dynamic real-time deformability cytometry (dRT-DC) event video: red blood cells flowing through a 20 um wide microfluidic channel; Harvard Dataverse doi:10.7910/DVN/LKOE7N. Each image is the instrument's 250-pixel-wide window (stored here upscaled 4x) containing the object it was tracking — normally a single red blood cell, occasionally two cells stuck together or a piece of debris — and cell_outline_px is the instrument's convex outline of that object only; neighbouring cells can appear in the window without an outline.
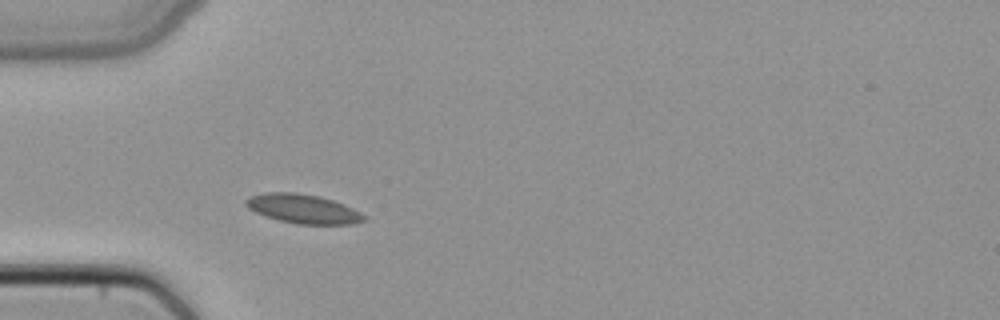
{"species": "common noctule bat (a hibernating species)", "species_latin": "Nyctalus noctula", "temperature_condition": "cold", "stored_images_in_passage": 1, "camera_frame_rate_fps": 3000, "um_per_image_px": 0.085, "animal": {"sex": "female", "body_mass_g": 22.7, "forearm_length_mm": 54.2}, "frame": {"image": 1, "passage_image": 1, "time_ms": 0.0, "image_size_px": [1000, 320], "cell_outline_px": [[368, 220], [352, 224], [296, 224], [280, 220], [256, 212], [248, 208], [244, 204], [244, 200], [252, 196], [264, 192], [296, 192], [320, 196], [344, 204], [368, 216]], "centroid_in_image_um": [25.8, 17.74], "position_along_channel_um": 59.2, "area_um2": 20.11}}